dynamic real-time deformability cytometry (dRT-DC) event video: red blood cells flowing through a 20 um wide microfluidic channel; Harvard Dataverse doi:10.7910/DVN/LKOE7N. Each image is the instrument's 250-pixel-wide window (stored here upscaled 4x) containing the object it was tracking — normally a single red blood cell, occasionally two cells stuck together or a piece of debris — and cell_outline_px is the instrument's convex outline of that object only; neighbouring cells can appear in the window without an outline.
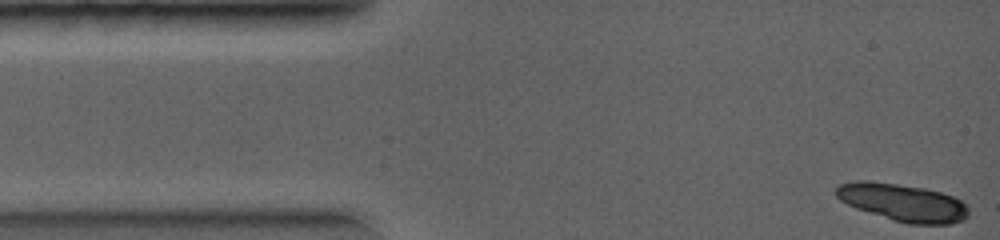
{"species": "common noctule bat (a hibernating species)", "species_latin": "Nyctalus noctula", "temperature_condition": "warm", "stored_images_in_passage": 6, "camera_frame_rate_fps": 5000, "um_per_image_px": 0.085, "animal": {"sex": "female", "body_mass_g": 19.0, "forearm_length_mm": 56.7}, "frame": {"image": 1, "passage_image": 1, "time_ms": 0.0, "image_size_px": [1000, 240], "cell_outline_px": [[968, 216], [964, 220], [952, 224], [908, 224], [892, 220], [856, 208], [840, 200], [832, 192], [836, 184], [852, 180], [868, 180], [924, 188], [940, 192], [952, 196], [960, 200], [968, 208]], "centroid_in_image_um": [76.67, 17.2], "position_along_channel_um": 8.3, "area_um2": 29.25}}